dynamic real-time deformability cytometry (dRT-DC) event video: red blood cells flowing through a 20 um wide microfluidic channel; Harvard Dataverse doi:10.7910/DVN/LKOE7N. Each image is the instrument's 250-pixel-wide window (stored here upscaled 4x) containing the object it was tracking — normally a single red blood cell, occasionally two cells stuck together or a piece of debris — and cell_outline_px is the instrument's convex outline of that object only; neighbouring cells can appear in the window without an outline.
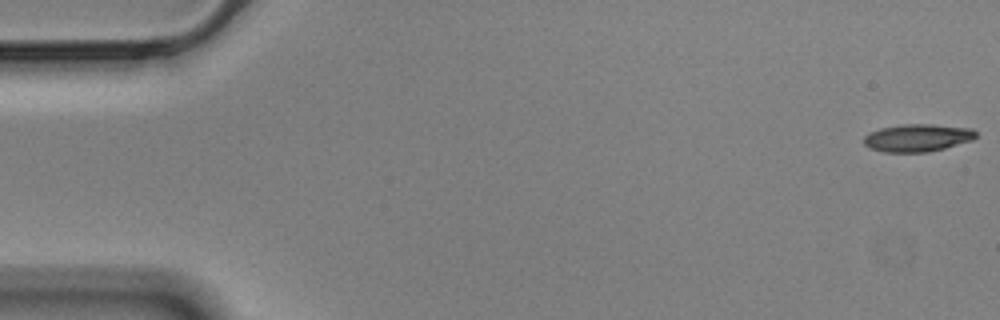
{"species": "Egyptian fruit bat (a non-hibernating species)", "species_latin": "Rousettus aegyptiacus", "temperature_condition": "cold", "stored_images_in_passage": 57, "camera_frame_rate_fps": 3000, "um_per_image_px": 0.085, "animal": {"sex": "male"}, "frame": {"image": 1, "passage_image": 1, "time_ms": 0.0, "image_size_px": [1000, 320], "cell_outline_px": [[976, 136], [972, 140], [944, 148], [928, 152], [884, 152], [868, 148], [864, 144], [864, 136], [880, 128], [904, 124], [932, 124], [972, 128], [976, 132]], "centroid_in_image_um": [77.98, 11.71], "position_along_channel_um": 7.0, "area_um2": 17.98}}
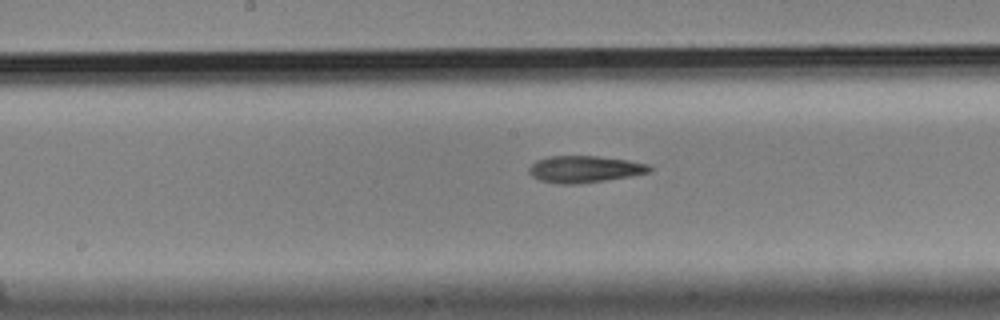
{"frame": {"image": 2, "passage_image": 29, "time_ms": 9.333, "image_size_px": [1000, 320], "cell_outline_px": [[652, 168], [648, 172], [632, 176], [580, 184], [556, 184], [540, 180], [532, 176], [528, 172], [528, 168], [536, 160], [548, 156], [596, 156], [628, 160], [648, 164]], "centroid_in_image_um": [49.66, 14.38], "position_along_channel_um": 198.5, "area_um2": 18.9}}
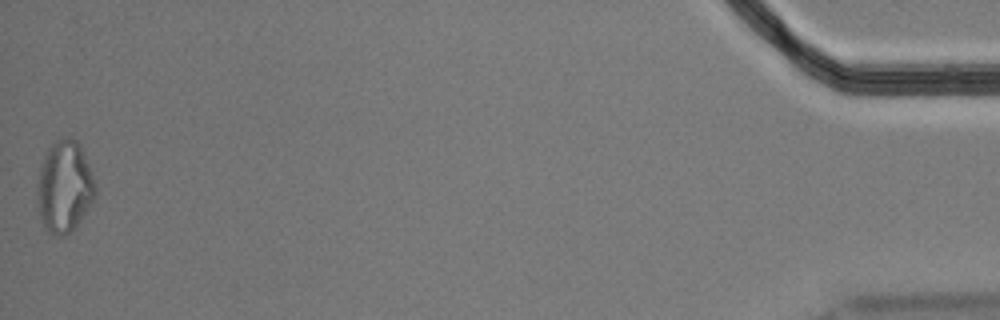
{"frame": {"image": 3, "passage_image": 57, "time_ms": 18.667, "image_size_px": [1000, 320], "cell_outline_px": [[96, 192], [92, 200], [76, 228], [64, 236], [56, 236], [48, 232], [44, 228], [40, 220], [36, 192], [36, 188], [40, 168], [44, 156], [48, 148], [56, 140], [68, 136], [76, 140], [80, 144], [96, 184]], "centroid_in_image_um": [5.45, 15.89], "position_along_channel_um": 429.7, "area_um2": 31.21}, "authors_computed_cell_mechanics": {"area_um2": 18.7272, "velocity_mm_per_s": 3.5045, "shape_relaxation_time_tau1_ms": 4.8276, "shape_relaxation_time_tau2_ms": 11.1223, "deformation_change_tau1": 0.1899, "deformation_change_tau2": 0.2481}}